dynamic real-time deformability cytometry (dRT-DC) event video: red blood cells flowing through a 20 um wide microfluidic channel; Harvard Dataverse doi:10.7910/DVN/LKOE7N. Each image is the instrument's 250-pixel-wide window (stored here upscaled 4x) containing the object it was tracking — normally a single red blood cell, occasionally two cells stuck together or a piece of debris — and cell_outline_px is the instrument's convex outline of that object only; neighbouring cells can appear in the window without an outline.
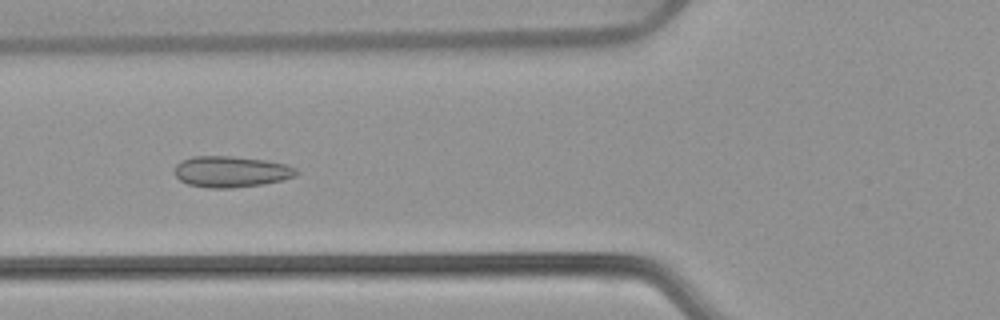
{"species": "common noctule bat (a hibernating species)", "species_latin": "Nyctalus noctula", "temperature_condition": "warm", "stored_images_in_passage": 52, "camera_frame_rate_fps": 3000, "um_per_image_px": 0.085, "animal": {"sex": "female", "body_mass_g": 22.7, "forearm_length_mm": 54.2}, "frame": {"image": 1, "passage_image": 19, "time_ms": 6.0, "image_size_px": [1000, 320], "cell_outline_px": [[300, 172], [296, 176], [284, 180], [264, 184], [232, 188], [208, 188], [188, 184], [180, 180], [172, 172], [176, 164], [180, 160], [192, 156], [232, 156], [268, 160], [284, 164], [296, 168]], "centroid_in_image_um": [19.63, 14.59], "position_along_channel_um": 106.2, "area_um2": 22.48}}
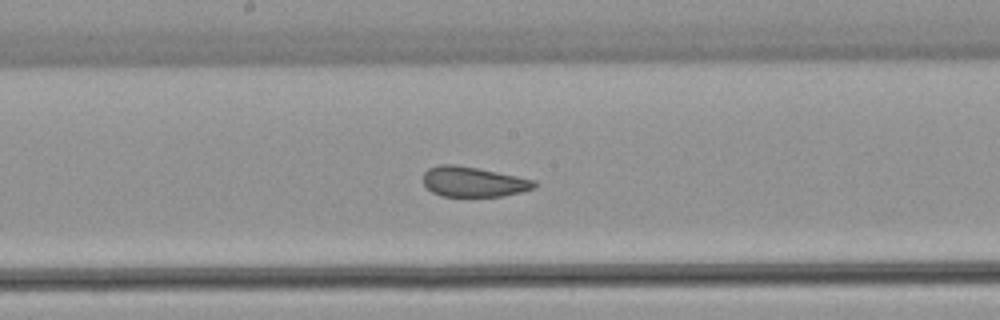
{"frame": {"image": 2, "passage_image": 27, "time_ms": 8.667, "image_size_px": [1000, 320], "cell_outline_px": [[536, 188], [504, 196], [440, 196], [432, 192], [424, 184], [424, 172], [428, 168], [440, 164], [456, 164], [536, 180]], "centroid_in_image_um": [40.23, 15.45], "position_along_channel_um": 208.0, "area_um2": 19.42}}
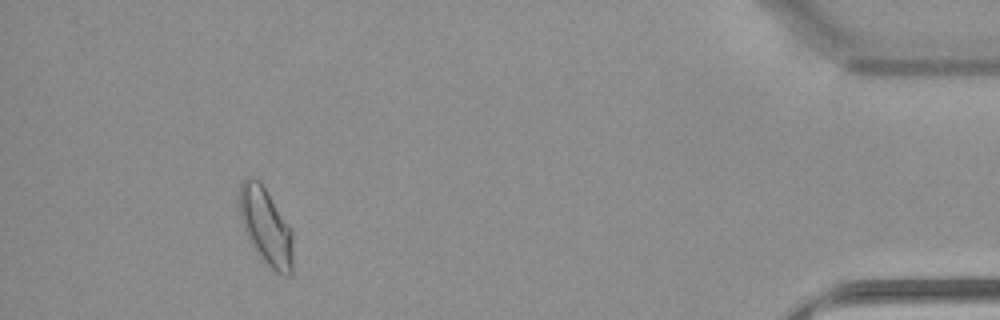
{"frame": {"image": 3, "passage_image": 48, "time_ms": 15.667, "image_size_px": [1000, 320], "cell_outline_px": [[292, 272], [288, 276], [284, 276], [276, 272], [256, 252], [248, 240], [244, 232], [240, 220], [236, 200], [240, 184], [248, 176], [252, 176], [260, 180], [292, 228]], "centroid_in_image_um": [22.55, 19.18], "position_along_channel_um": 412.7, "area_um2": 24.74}, "authors_computed_cell_mechanics": {"area_um2": 22.0796, "velocity_mm_per_s": 3.8133, "shape_relaxation_time_tau1_ms": null, "shape_relaxation_time_tau2_ms": 1.1213, "deformation_change_tau1": null, "deformation_change_tau2": 0.052}}